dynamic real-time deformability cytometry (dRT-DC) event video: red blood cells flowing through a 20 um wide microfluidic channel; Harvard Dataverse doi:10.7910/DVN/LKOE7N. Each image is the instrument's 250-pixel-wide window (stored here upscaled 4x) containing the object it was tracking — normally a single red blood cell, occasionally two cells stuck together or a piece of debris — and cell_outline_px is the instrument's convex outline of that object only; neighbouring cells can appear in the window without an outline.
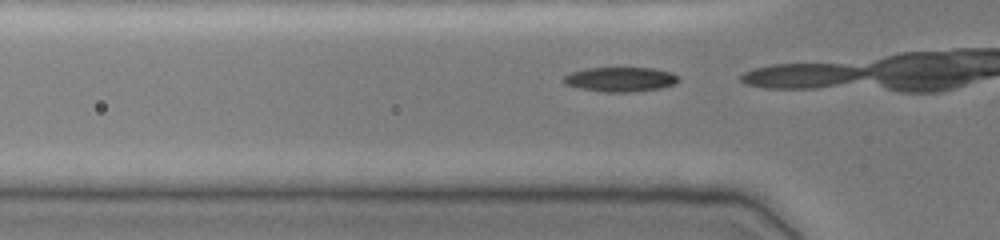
{"species": "common noctule bat (a hibernating species)", "species_latin": "Nyctalus noctula", "temperature_condition": "cold", "stored_images_in_passage": 12, "camera_frame_rate_fps": 3000, "um_per_image_px": 0.085, "animal": {"sex": "female", "body_mass_g": 19.0, "forearm_length_mm": 51.5}, "frame": {"image": 1, "passage_image": 11, "time_ms": 3.333, "image_size_px": [1000, 240], "cell_outline_px": [[680, 80], [676, 84], [660, 88], [628, 92], [604, 92], [580, 88], [564, 84], [560, 80], [564, 76], [572, 72], [584, 68], [652, 68], [672, 72]], "centroid_in_image_um": [52.7, 6.74], "position_along_channel_um": 73.1, "area_um2": 16.47}}